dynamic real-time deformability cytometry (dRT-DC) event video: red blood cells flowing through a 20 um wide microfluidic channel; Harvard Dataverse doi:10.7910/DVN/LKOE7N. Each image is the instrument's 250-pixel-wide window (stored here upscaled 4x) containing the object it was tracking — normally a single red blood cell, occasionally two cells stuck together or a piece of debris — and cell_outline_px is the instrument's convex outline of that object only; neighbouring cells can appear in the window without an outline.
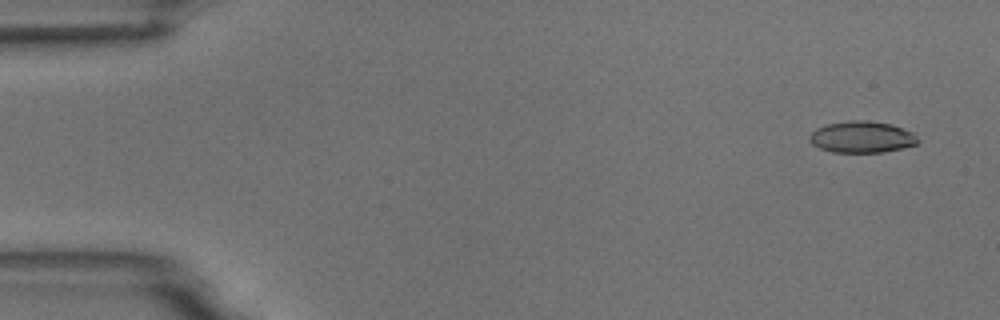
{"species": "common noctule bat (a hibernating species)", "species_latin": "Nyctalus noctula", "temperature_condition": "room temperature", "stored_images_in_passage": 7, "camera_frame_rate_fps": 3000, "um_per_image_px": 0.085, "animal": {"sex": "male", "body_mass_g": 18.8}, "frame": {"image": 1, "passage_image": 1, "time_ms": 0.0, "image_size_px": [1000, 320], "cell_outline_px": [[920, 140], [916, 144], [884, 152], [832, 152], [820, 148], [812, 144], [808, 140], [808, 136], [816, 128], [828, 124], [852, 120], [868, 120], [892, 124], [912, 132]], "centroid_in_image_um": [73.24, 11.64], "position_along_channel_um": 11.8, "area_um2": 19.88}}
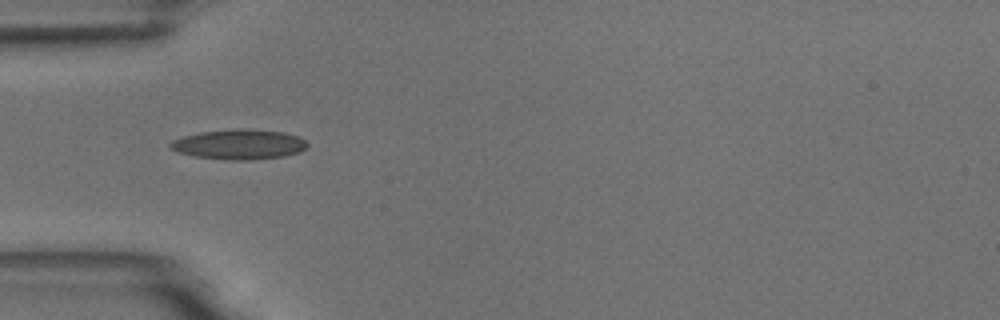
{"frame": {"image": 2, "passage_image": 5, "time_ms": 4.667, "image_size_px": [1000, 320], "cell_outline_px": [[308, 144], [300, 152], [284, 156], [248, 160], [228, 160], [196, 156], [176, 152], [168, 144], [172, 140], [184, 136], [200, 132], [240, 128], [284, 132], [300, 136]], "centroid_in_image_um": [20.33, 12.27], "position_along_channel_um": 64.7, "area_um2": 23.87}}